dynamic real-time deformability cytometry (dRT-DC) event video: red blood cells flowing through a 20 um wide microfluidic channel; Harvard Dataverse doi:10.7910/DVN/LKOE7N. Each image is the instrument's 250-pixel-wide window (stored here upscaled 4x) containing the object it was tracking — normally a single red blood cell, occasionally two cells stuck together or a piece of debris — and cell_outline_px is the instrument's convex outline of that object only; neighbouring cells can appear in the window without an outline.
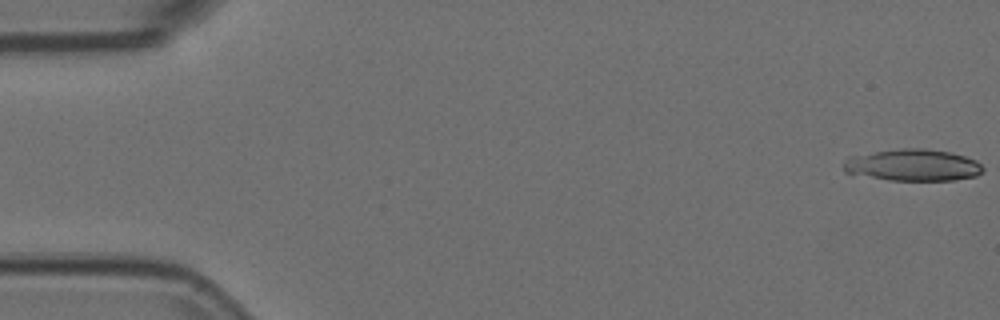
{"species": "Egyptian fruit bat (a non-hibernating species)", "species_latin": "Rousettus aegyptiacus", "temperature_condition": "room temperature", "stored_images_in_passage": 15, "camera_frame_rate_fps": 3000, "um_per_image_px": 0.085, "animal": {"sex": "female"}, "frame": {"image": 1, "passage_image": 1, "time_ms": 0.0, "image_size_px": [1000, 320], "cell_outline_px": [[984, 172], [976, 176], [952, 180], [888, 180], [844, 172], [844, 160], [848, 156], [900, 148], [924, 148], [952, 152], [976, 160], [984, 168]], "centroid_in_image_um": [77.61, 14.03], "position_along_channel_um": 7.4, "area_um2": 25.89}}